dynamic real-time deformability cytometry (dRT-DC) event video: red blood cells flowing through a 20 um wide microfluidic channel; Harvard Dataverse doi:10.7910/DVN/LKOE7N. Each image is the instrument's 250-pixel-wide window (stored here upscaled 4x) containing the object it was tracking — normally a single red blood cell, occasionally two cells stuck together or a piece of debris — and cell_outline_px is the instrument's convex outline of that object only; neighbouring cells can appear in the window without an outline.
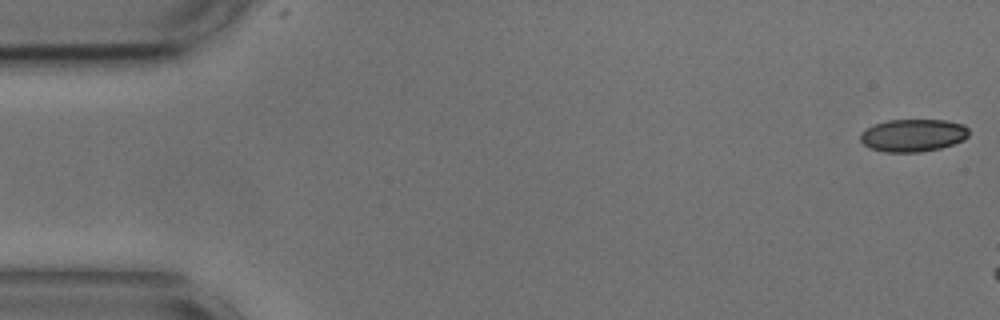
{"species": "common noctule bat (a hibernating species)", "species_latin": "Nyctalus noctula", "temperature_condition": "cold", "stored_images_in_passage": 12, "camera_frame_rate_fps": 3000, "um_per_image_px": 0.085, "animal": {"sex": "male", "body_mass_g": 17.9, "forearm_length_mm": 54.2}, "frame": {"image": 1, "passage_image": 1, "time_ms": 0.0, "image_size_px": [1000, 320], "cell_outline_px": [[968, 136], [964, 140], [940, 148], [920, 152], [884, 152], [872, 148], [864, 144], [860, 140], [860, 132], [872, 124], [888, 120], [944, 120], [964, 124], [968, 128]], "centroid_in_image_um": [77.59, 11.49], "position_along_channel_um": 7.4, "area_um2": 20.69}}